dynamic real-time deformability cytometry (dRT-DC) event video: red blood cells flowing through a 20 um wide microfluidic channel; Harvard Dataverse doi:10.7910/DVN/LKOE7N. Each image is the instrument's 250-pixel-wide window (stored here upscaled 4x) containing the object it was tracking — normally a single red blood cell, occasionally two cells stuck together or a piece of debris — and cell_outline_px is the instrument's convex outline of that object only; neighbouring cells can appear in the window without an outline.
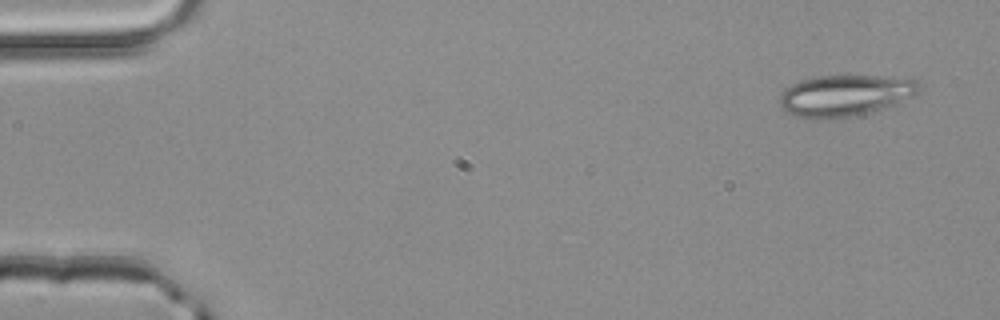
{"species": "common noctule bat (a hibernating species)", "species_latin": "Nyctalus noctula", "temperature_condition": "room temperature", "stored_images_in_passage": 3, "camera_frame_rate_fps": 3000, "um_per_image_px": 0.085, "animal": {"sex": "male", "body_mass_g": 20.4}, "frame": {"image": 1, "passage_image": 1, "time_ms": 0.0, "image_size_px": [1000, 320], "cell_outline_px": [[924, 88], [912, 96], [896, 104], [872, 112], [852, 116], [820, 120], [816, 120], [792, 116], [784, 112], [780, 108], [780, 96], [784, 88], [800, 80], [816, 76], [876, 76], [916, 80]], "centroid_in_image_um": [71.78, 8.14], "position_along_channel_um": 13.2, "area_um2": 33.99}}